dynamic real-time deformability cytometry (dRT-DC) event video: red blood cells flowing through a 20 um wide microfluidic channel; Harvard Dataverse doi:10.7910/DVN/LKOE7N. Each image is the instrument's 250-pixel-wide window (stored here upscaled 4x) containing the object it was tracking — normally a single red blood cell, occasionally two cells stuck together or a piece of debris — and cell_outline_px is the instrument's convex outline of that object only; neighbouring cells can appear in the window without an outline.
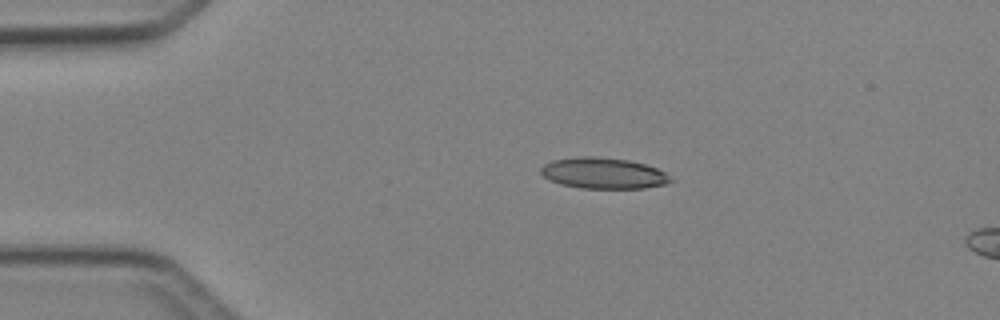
{"species": "Egyptian fruit bat (a non-hibernating species)", "species_latin": "Rousettus aegyptiacus", "temperature_condition": "cold", "stored_images_in_passage": 3, "segment_of_instrument_passage": [1, 2], "camera_frame_rate_fps": 3000, "um_per_image_px": 0.085, "animal": {"sex": "female"}, "frame": {"image": 1, "passage_image": 1, "time_ms": 0.0, "image_size_px": [1000, 320], "cell_outline_px": [[676, 180], [664, 184], [644, 188], [580, 188], [560, 184], [548, 180], [540, 172], [540, 168], [544, 164], [552, 160], [580, 156], [592, 156], [628, 160], [644, 164], [656, 168], [664, 172]], "centroid_in_image_um": [51.27, 14.72], "position_along_channel_um": 33.7, "area_um2": 23.47}}